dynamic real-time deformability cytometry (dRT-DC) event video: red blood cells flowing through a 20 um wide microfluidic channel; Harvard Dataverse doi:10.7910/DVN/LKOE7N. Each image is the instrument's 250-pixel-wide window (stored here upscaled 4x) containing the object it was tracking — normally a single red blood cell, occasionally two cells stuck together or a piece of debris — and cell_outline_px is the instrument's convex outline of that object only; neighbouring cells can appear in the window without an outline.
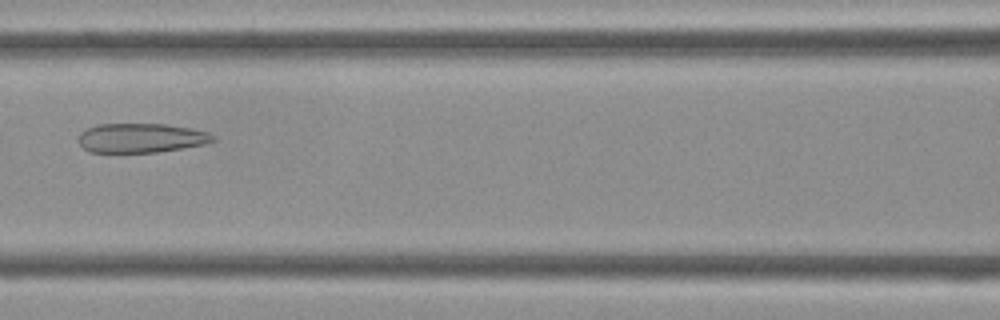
{"species": "Egyptian fruit bat (a non-hibernating species)", "species_latin": "Rousettus aegyptiacus", "temperature_condition": "cold", "stored_images_in_passage": 38, "camera_frame_rate_fps": 3000, "um_per_image_px": 0.085, "frame": {"image": 1, "passage_image": 14, "time_ms": 4.333, "image_size_px": [1000, 320], "cell_outline_px": [[216, 140], [204, 144], [156, 152], [88, 152], [80, 144], [80, 132], [88, 128], [100, 124], [164, 124], [192, 128], [208, 132], [216, 136]], "centroid_in_image_um": [12.02, 11.72], "position_along_channel_um": 154.6, "area_um2": 22.83}}
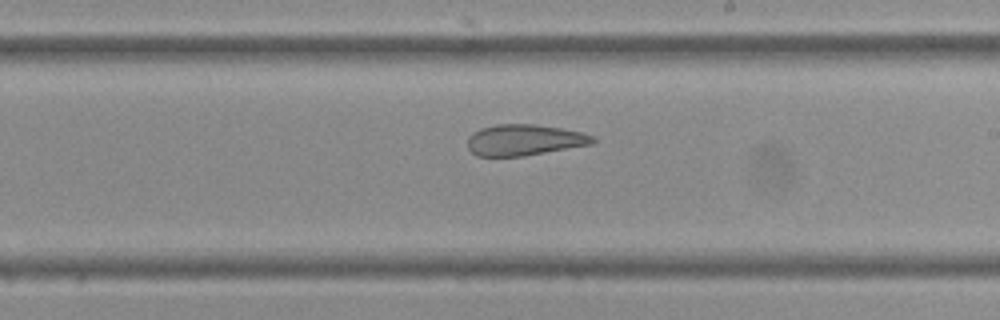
{"frame": {"image": 2, "passage_image": 20, "time_ms": 6.333, "image_size_px": [1000, 320], "cell_outline_px": [[596, 140], [592, 144], [524, 156], [476, 156], [468, 148], [468, 136], [472, 132], [480, 128], [496, 124], [536, 124], [560, 128], [580, 132], [592, 136]], "centroid_in_image_um": [44.52, 11.89], "position_along_channel_um": 244.5, "area_um2": 22.66}}
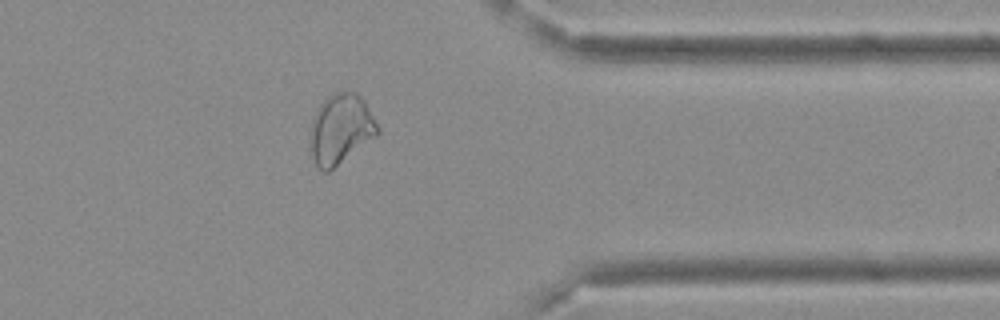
{"frame": {"image": 3, "passage_image": 30, "time_ms": 9.667, "image_size_px": [1000, 320], "cell_outline_px": [[380, 132], [376, 136], [328, 172], [324, 172], [316, 164], [312, 156], [312, 120], [316, 108], [328, 96], [336, 92], [356, 92], [364, 100], [380, 128]], "centroid_in_image_um": [28.98, 10.95], "position_along_channel_um": 382.4, "area_um2": 26.99}}